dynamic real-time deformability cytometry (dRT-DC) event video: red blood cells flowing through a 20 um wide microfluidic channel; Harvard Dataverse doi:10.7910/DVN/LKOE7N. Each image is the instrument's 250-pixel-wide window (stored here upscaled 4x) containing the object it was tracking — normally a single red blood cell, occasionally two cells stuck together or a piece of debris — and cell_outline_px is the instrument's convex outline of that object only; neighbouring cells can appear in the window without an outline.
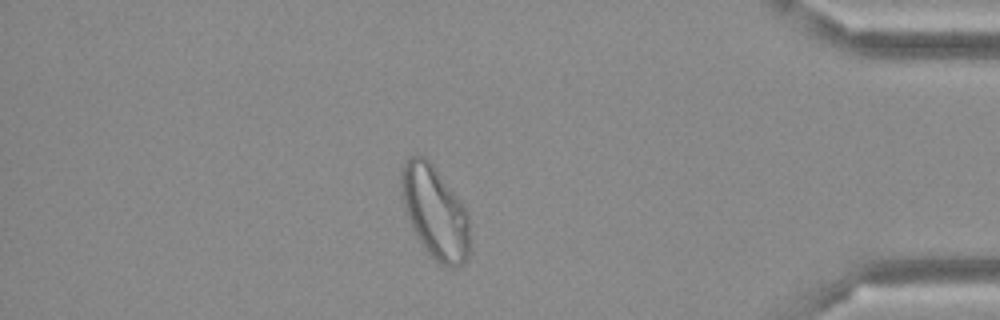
{"species": "Egyptian fruit bat (a non-hibernating species)", "species_latin": "Rousettus aegyptiacus", "temperature_condition": "cold", "stored_images_in_passage": 50, "camera_frame_rate_fps": 3000, "um_per_image_px": 0.085, "frame": {"image": 1, "passage_image": 43, "time_ms": 14.0, "image_size_px": [1000, 320], "cell_outline_px": [[468, 260], [464, 264], [456, 268], [448, 268], [440, 264], [428, 252], [416, 236], [412, 228], [404, 208], [400, 188], [400, 172], [404, 160], [412, 156], [424, 156], [432, 164], [460, 200], [468, 212]], "centroid_in_image_um": [36.95, 18.05], "position_along_channel_um": 398.3, "area_um2": 36.93}}